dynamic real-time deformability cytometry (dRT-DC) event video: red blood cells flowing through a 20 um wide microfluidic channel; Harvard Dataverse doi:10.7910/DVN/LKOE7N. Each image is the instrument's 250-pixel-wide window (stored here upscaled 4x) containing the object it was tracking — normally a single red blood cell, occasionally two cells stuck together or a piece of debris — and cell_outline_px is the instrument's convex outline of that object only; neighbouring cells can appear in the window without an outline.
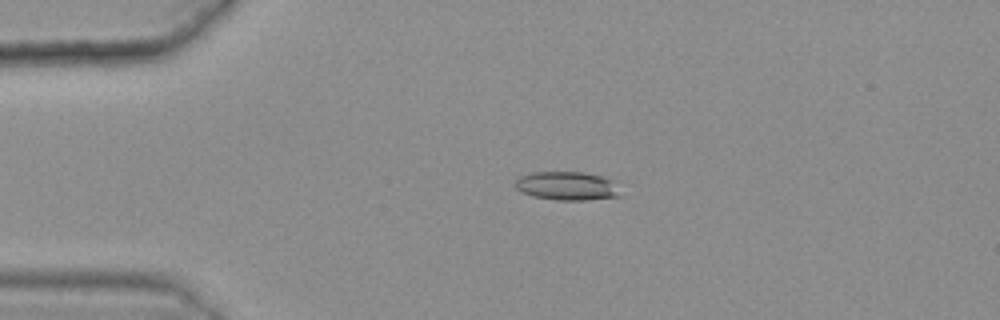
{"species": "common noctule bat (a hibernating species)", "species_latin": "Nyctalus noctula", "temperature_condition": "warm", "stored_images_in_passage": 49, "camera_frame_rate_fps": 3000, "um_per_image_px": 0.085, "animal": {"sex": "female", "body_mass_g": 25.1}, "frame": {"image": 1, "passage_image": 13, "time_ms": 4.0, "image_size_px": [1000, 320], "cell_outline_px": [[624, 196], [584, 200], [556, 200], [532, 196], [516, 188], [516, 176], [532, 172], [584, 172], [604, 176], [612, 180]], "centroid_in_image_um": [48.22, 15.8], "position_along_channel_um": 36.8, "area_um2": 17.74}}
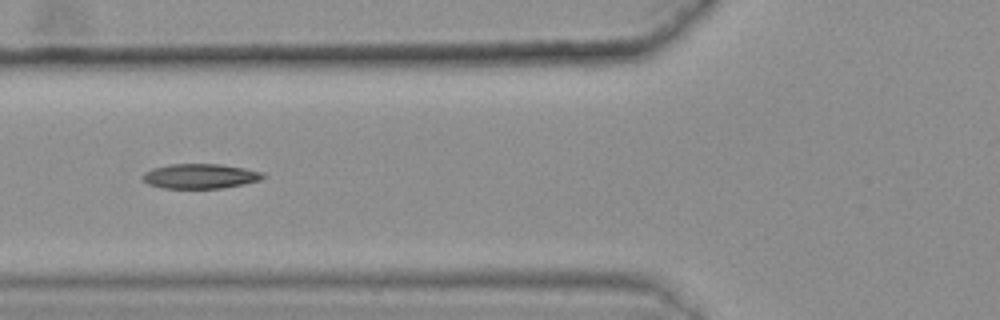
{"frame": {"image": 2, "passage_image": 22, "time_ms": 7.0, "image_size_px": [1000, 320], "cell_outline_px": [[264, 176], [260, 180], [244, 184], [224, 188], [164, 188], [148, 184], [140, 176], [144, 172], [152, 168], [168, 164], [220, 164], [244, 168], [264, 172]], "centroid_in_image_um": [17.0, 14.97], "position_along_channel_um": 108.8, "area_um2": 17.46}}
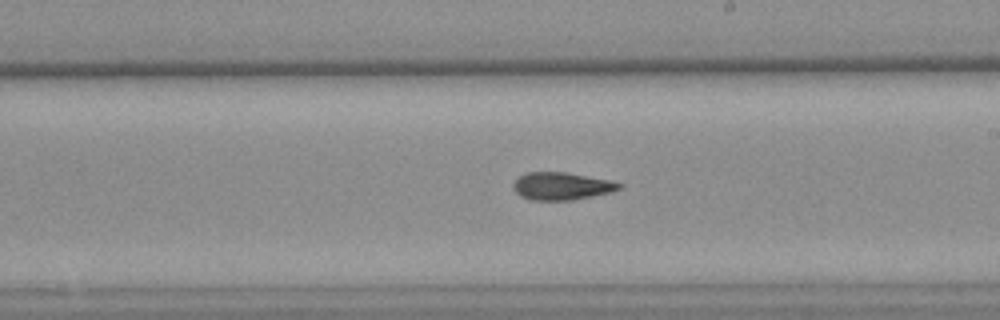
{"frame": {"image": 3, "passage_image": 33, "time_ms": 10.667, "image_size_px": [1000, 320], "cell_outline_px": [[624, 184], [620, 188], [608, 192], [592, 196], [572, 200], [532, 200], [520, 196], [512, 188], [512, 184], [516, 176], [528, 172], [568, 172], [612, 180]], "centroid_in_image_um": [47.7, 15.8], "position_along_channel_um": 241.3, "area_um2": 17.22}, "authors_computed_cell_mechanics": {"area_um2": 17.4556, "velocity_mm_per_s": 3.6113, "shape_relaxation_time_tau1_ms": null, "shape_relaxation_time_tau2_ms": 5.7232, "deformation_change_tau1": null, "deformation_change_tau2": 0.1477}}